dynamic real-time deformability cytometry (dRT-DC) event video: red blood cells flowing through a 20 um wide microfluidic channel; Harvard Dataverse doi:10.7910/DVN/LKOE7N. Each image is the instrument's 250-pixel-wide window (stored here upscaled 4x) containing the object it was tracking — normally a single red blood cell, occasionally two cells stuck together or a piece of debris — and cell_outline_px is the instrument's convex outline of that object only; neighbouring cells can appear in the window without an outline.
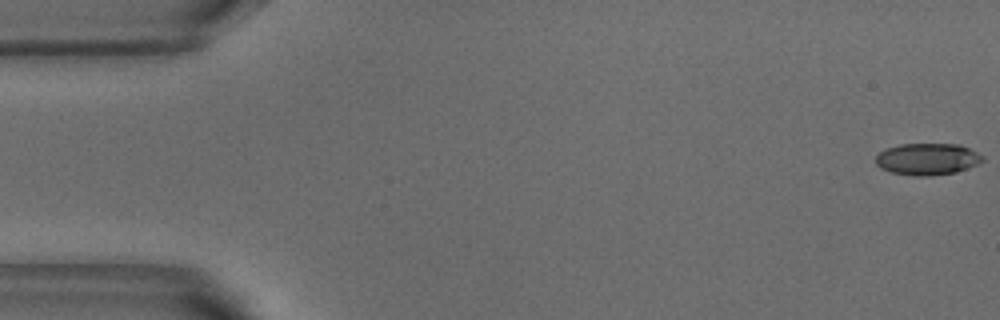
{"species": "common noctule bat (a hibernating species)", "species_latin": "Nyctalus noctula", "temperature_condition": "warm", "stored_images_in_passage": 52, "camera_frame_rate_fps": 3000, "um_per_image_px": 0.085, "animal": {"sex": "male", "body_mass_g": 18.8}, "frame": {"image": 1, "passage_image": 1, "time_ms": 0.0, "image_size_px": [1000, 320], "cell_outline_px": [[984, 160], [980, 164], [956, 172], [928, 176], [916, 176], [892, 172], [880, 168], [876, 164], [876, 156], [884, 148], [900, 144], [960, 144], [984, 156]], "centroid_in_image_um": [78.84, 13.52], "position_along_channel_um": 6.2, "area_um2": 19.88}}
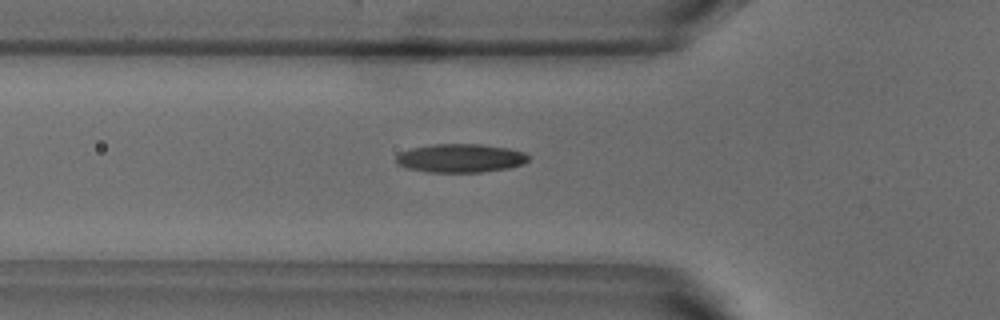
{"frame": {"image": 2, "passage_image": 18, "time_ms": 5.667, "image_size_px": [1000, 320], "cell_outline_px": [[528, 160], [524, 164], [508, 168], [480, 172], [428, 172], [408, 168], [396, 164], [396, 156], [400, 152], [412, 148], [432, 144], [480, 144], [508, 148], [524, 152], [528, 156]], "centroid_in_image_um": [39.13, 13.44], "position_along_channel_um": 86.7, "area_um2": 22.02}}
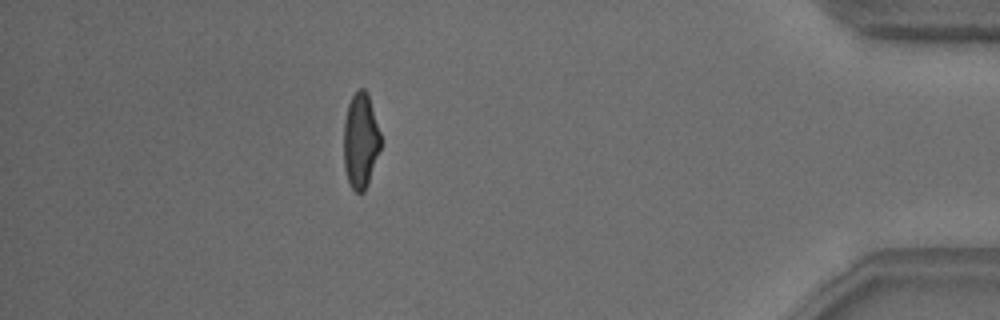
{"frame": {"image": 3, "passage_image": 47, "time_ms": 15.333, "image_size_px": [1000, 320], "cell_outline_px": [[380, 148], [368, 184], [364, 192], [356, 192], [352, 188], [348, 180], [344, 168], [344, 120], [348, 104], [352, 96], [360, 88], [364, 88], [368, 92], [380, 132]], "centroid_in_image_um": [30.64, 11.94], "position_along_channel_um": 404.6, "area_um2": 20.46}}